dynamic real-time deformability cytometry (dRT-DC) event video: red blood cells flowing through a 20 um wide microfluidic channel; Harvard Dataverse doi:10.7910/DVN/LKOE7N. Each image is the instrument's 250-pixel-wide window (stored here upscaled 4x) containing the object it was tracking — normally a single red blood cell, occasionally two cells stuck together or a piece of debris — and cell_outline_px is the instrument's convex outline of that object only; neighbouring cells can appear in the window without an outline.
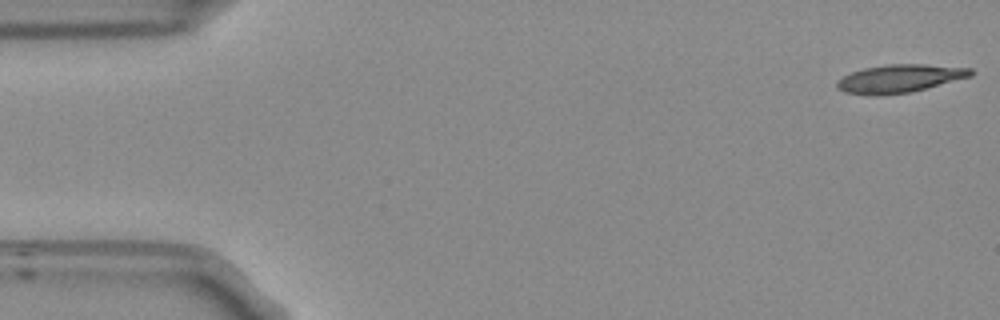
{"species": "Egyptian fruit bat (a non-hibernating species)", "species_latin": "Rousettus aegyptiacus", "temperature_condition": "room temperature", "stored_images_in_passage": 11, "camera_frame_rate_fps": 3000, "um_per_image_px": 0.085, "frame": {"image": 1, "passage_image": 1, "time_ms": 0.0, "image_size_px": [1000, 320], "cell_outline_px": [[972, 76], [908, 92], [876, 96], [868, 96], [844, 92], [836, 88], [836, 84], [844, 76], [852, 72], [864, 68], [888, 64], [924, 64], [972, 68]], "centroid_in_image_um": [76.43, 6.68], "position_along_channel_um": 8.6, "area_um2": 21.68}}